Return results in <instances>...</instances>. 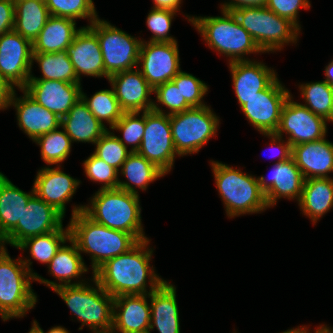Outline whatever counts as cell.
<instances>
[{"instance_id":"39","label":"cell","mask_w":333,"mask_h":333,"mask_svg":"<svg viewBox=\"0 0 333 333\" xmlns=\"http://www.w3.org/2000/svg\"><path fill=\"white\" fill-rule=\"evenodd\" d=\"M50 16L72 20L88 18L90 24L98 19L92 0H46Z\"/></svg>"},{"instance_id":"8","label":"cell","mask_w":333,"mask_h":333,"mask_svg":"<svg viewBox=\"0 0 333 333\" xmlns=\"http://www.w3.org/2000/svg\"><path fill=\"white\" fill-rule=\"evenodd\" d=\"M232 13L262 53L281 50L291 42L297 43L300 29L266 6H242L232 10Z\"/></svg>"},{"instance_id":"30","label":"cell","mask_w":333,"mask_h":333,"mask_svg":"<svg viewBox=\"0 0 333 333\" xmlns=\"http://www.w3.org/2000/svg\"><path fill=\"white\" fill-rule=\"evenodd\" d=\"M79 30L72 19L50 16L38 37L32 42L33 53L63 52Z\"/></svg>"},{"instance_id":"53","label":"cell","mask_w":333,"mask_h":333,"mask_svg":"<svg viewBox=\"0 0 333 333\" xmlns=\"http://www.w3.org/2000/svg\"><path fill=\"white\" fill-rule=\"evenodd\" d=\"M315 333H333V329L327 327V325H320L319 327L316 328V330L314 331ZM308 333H310L309 329H308Z\"/></svg>"},{"instance_id":"24","label":"cell","mask_w":333,"mask_h":333,"mask_svg":"<svg viewBox=\"0 0 333 333\" xmlns=\"http://www.w3.org/2000/svg\"><path fill=\"white\" fill-rule=\"evenodd\" d=\"M229 68L240 107L245 104V100L259 95L277 78L273 69L254 60L232 62Z\"/></svg>"},{"instance_id":"16","label":"cell","mask_w":333,"mask_h":333,"mask_svg":"<svg viewBox=\"0 0 333 333\" xmlns=\"http://www.w3.org/2000/svg\"><path fill=\"white\" fill-rule=\"evenodd\" d=\"M63 217L53 206L34 194L23 210L17 226L0 243L3 247L8 243L16 248L27 238L58 230L63 225Z\"/></svg>"},{"instance_id":"46","label":"cell","mask_w":333,"mask_h":333,"mask_svg":"<svg viewBox=\"0 0 333 333\" xmlns=\"http://www.w3.org/2000/svg\"><path fill=\"white\" fill-rule=\"evenodd\" d=\"M265 6L278 16L289 19L300 29L298 11L300 8H310L311 4L309 0H267Z\"/></svg>"},{"instance_id":"14","label":"cell","mask_w":333,"mask_h":333,"mask_svg":"<svg viewBox=\"0 0 333 333\" xmlns=\"http://www.w3.org/2000/svg\"><path fill=\"white\" fill-rule=\"evenodd\" d=\"M177 42L142 41L138 66H141L143 77L155 89L181 71Z\"/></svg>"},{"instance_id":"42","label":"cell","mask_w":333,"mask_h":333,"mask_svg":"<svg viewBox=\"0 0 333 333\" xmlns=\"http://www.w3.org/2000/svg\"><path fill=\"white\" fill-rule=\"evenodd\" d=\"M153 93L156 94L157 102L169 109V112H164L154 101L152 110L155 112L172 115L192 108L186 100L182 98L180 88H177L173 81L158 85Z\"/></svg>"},{"instance_id":"26","label":"cell","mask_w":333,"mask_h":333,"mask_svg":"<svg viewBox=\"0 0 333 333\" xmlns=\"http://www.w3.org/2000/svg\"><path fill=\"white\" fill-rule=\"evenodd\" d=\"M151 321L149 333L156 327L159 333H180L176 288L165 281L149 294Z\"/></svg>"},{"instance_id":"13","label":"cell","mask_w":333,"mask_h":333,"mask_svg":"<svg viewBox=\"0 0 333 333\" xmlns=\"http://www.w3.org/2000/svg\"><path fill=\"white\" fill-rule=\"evenodd\" d=\"M292 99L290 95L283 106L275 134L280 137L282 133L288 134L287 141L292 147L326 137L327 120L315 115L306 106Z\"/></svg>"},{"instance_id":"48","label":"cell","mask_w":333,"mask_h":333,"mask_svg":"<svg viewBox=\"0 0 333 333\" xmlns=\"http://www.w3.org/2000/svg\"><path fill=\"white\" fill-rule=\"evenodd\" d=\"M263 135L268 136V138L270 137L272 139L271 140L272 147L276 146V148L280 149L279 158H278L279 160L276 163L287 161L292 157V146L288 141L284 142V140H282L283 138L276 135L275 133L263 134Z\"/></svg>"},{"instance_id":"38","label":"cell","mask_w":333,"mask_h":333,"mask_svg":"<svg viewBox=\"0 0 333 333\" xmlns=\"http://www.w3.org/2000/svg\"><path fill=\"white\" fill-rule=\"evenodd\" d=\"M53 130L38 137L34 142L41 147V158L48 165L64 162L71 152L73 143L65 130Z\"/></svg>"},{"instance_id":"55","label":"cell","mask_w":333,"mask_h":333,"mask_svg":"<svg viewBox=\"0 0 333 333\" xmlns=\"http://www.w3.org/2000/svg\"><path fill=\"white\" fill-rule=\"evenodd\" d=\"M46 333H69V331L67 329L63 328L62 326H55V327H52Z\"/></svg>"},{"instance_id":"23","label":"cell","mask_w":333,"mask_h":333,"mask_svg":"<svg viewBox=\"0 0 333 333\" xmlns=\"http://www.w3.org/2000/svg\"><path fill=\"white\" fill-rule=\"evenodd\" d=\"M79 185V180L64 173L58 166L39 170L33 188L39 198L64 216L66 203L70 201Z\"/></svg>"},{"instance_id":"10","label":"cell","mask_w":333,"mask_h":333,"mask_svg":"<svg viewBox=\"0 0 333 333\" xmlns=\"http://www.w3.org/2000/svg\"><path fill=\"white\" fill-rule=\"evenodd\" d=\"M88 27L97 35L106 78L138 67L142 39H137L109 22L96 19Z\"/></svg>"},{"instance_id":"54","label":"cell","mask_w":333,"mask_h":333,"mask_svg":"<svg viewBox=\"0 0 333 333\" xmlns=\"http://www.w3.org/2000/svg\"><path fill=\"white\" fill-rule=\"evenodd\" d=\"M282 333H308V327L298 326V328L288 329L287 331H284Z\"/></svg>"},{"instance_id":"35","label":"cell","mask_w":333,"mask_h":333,"mask_svg":"<svg viewBox=\"0 0 333 333\" xmlns=\"http://www.w3.org/2000/svg\"><path fill=\"white\" fill-rule=\"evenodd\" d=\"M69 239V227L63 229L62 225L56 231L27 238L16 248L23 251L29 248L30 255L33 259L48 265L62 246L61 244H65Z\"/></svg>"},{"instance_id":"21","label":"cell","mask_w":333,"mask_h":333,"mask_svg":"<svg viewBox=\"0 0 333 333\" xmlns=\"http://www.w3.org/2000/svg\"><path fill=\"white\" fill-rule=\"evenodd\" d=\"M65 52L71 60L79 80L81 74L106 77L99 40L88 26L80 28Z\"/></svg>"},{"instance_id":"7","label":"cell","mask_w":333,"mask_h":333,"mask_svg":"<svg viewBox=\"0 0 333 333\" xmlns=\"http://www.w3.org/2000/svg\"><path fill=\"white\" fill-rule=\"evenodd\" d=\"M211 166L228 217L259 213L269 208L256 177L217 161H212Z\"/></svg>"},{"instance_id":"32","label":"cell","mask_w":333,"mask_h":333,"mask_svg":"<svg viewBox=\"0 0 333 333\" xmlns=\"http://www.w3.org/2000/svg\"><path fill=\"white\" fill-rule=\"evenodd\" d=\"M13 30L33 42L50 17L46 3L40 0H14Z\"/></svg>"},{"instance_id":"4","label":"cell","mask_w":333,"mask_h":333,"mask_svg":"<svg viewBox=\"0 0 333 333\" xmlns=\"http://www.w3.org/2000/svg\"><path fill=\"white\" fill-rule=\"evenodd\" d=\"M31 264L29 259H11L5 246L0 245V316L3 321L25 316L37 302L31 287L37 273H33Z\"/></svg>"},{"instance_id":"50","label":"cell","mask_w":333,"mask_h":333,"mask_svg":"<svg viewBox=\"0 0 333 333\" xmlns=\"http://www.w3.org/2000/svg\"><path fill=\"white\" fill-rule=\"evenodd\" d=\"M266 3L267 0H232L221 5V9L232 11L242 6H265Z\"/></svg>"},{"instance_id":"37","label":"cell","mask_w":333,"mask_h":333,"mask_svg":"<svg viewBox=\"0 0 333 333\" xmlns=\"http://www.w3.org/2000/svg\"><path fill=\"white\" fill-rule=\"evenodd\" d=\"M306 106L315 115L328 119L333 106V87L325 80L299 86Z\"/></svg>"},{"instance_id":"20","label":"cell","mask_w":333,"mask_h":333,"mask_svg":"<svg viewBox=\"0 0 333 333\" xmlns=\"http://www.w3.org/2000/svg\"><path fill=\"white\" fill-rule=\"evenodd\" d=\"M147 298L149 294L114 297L111 333H149L151 309Z\"/></svg>"},{"instance_id":"12","label":"cell","mask_w":333,"mask_h":333,"mask_svg":"<svg viewBox=\"0 0 333 333\" xmlns=\"http://www.w3.org/2000/svg\"><path fill=\"white\" fill-rule=\"evenodd\" d=\"M32 42L14 30L0 36V76L12 87L23 89L33 65Z\"/></svg>"},{"instance_id":"52","label":"cell","mask_w":333,"mask_h":333,"mask_svg":"<svg viewBox=\"0 0 333 333\" xmlns=\"http://www.w3.org/2000/svg\"><path fill=\"white\" fill-rule=\"evenodd\" d=\"M325 81L333 87V60L325 68Z\"/></svg>"},{"instance_id":"47","label":"cell","mask_w":333,"mask_h":333,"mask_svg":"<svg viewBox=\"0 0 333 333\" xmlns=\"http://www.w3.org/2000/svg\"><path fill=\"white\" fill-rule=\"evenodd\" d=\"M14 0H0V36L14 28Z\"/></svg>"},{"instance_id":"15","label":"cell","mask_w":333,"mask_h":333,"mask_svg":"<svg viewBox=\"0 0 333 333\" xmlns=\"http://www.w3.org/2000/svg\"><path fill=\"white\" fill-rule=\"evenodd\" d=\"M290 95L276 78L259 95L245 100L241 110L261 134H272L279 126L283 106Z\"/></svg>"},{"instance_id":"41","label":"cell","mask_w":333,"mask_h":333,"mask_svg":"<svg viewBox=\"0 0 333 333\" xmlns=\"http://www.w3.org/2000/svg\"><path fill=\"white\" fill-rule=\"evenodd\" d=\"M96 148L94 154L105 161L110 166L114 167L118 172L122 168L123 163L127 159L131 151L125 147L118 136L107 130L100 139L95 143Z\"/></svg>"},{"instance_id":"2","label":"cell","mask_w":333,"mask_h":333,"mask_svg":"<svg viewBox=\"0 0 333 333\" xmlns=\"http://www.w3.org/2000/svg\"><path fill=\"white\" fill-rule=\"evenodd\" d=\"M84 207L74 206L68 227L79 252L90 254L94 273L107 260L129 251L139 241L132 234L94 222L83 212Z\"/></svg>"},{"instance_id":"43","label":"cell","mask_w":333,"mask_h":333,"mask_svg":"<svg viewBox=\"0 0 333 333\" xmlns=\"http://www.w3.org/2000/svg\"><path fill=\"white\" fill-rule=\"evenodd\" d=\"M83 166L86 176L91 181L103 183L100 189L118 188L119 172L94 153L84 161Z\"/></svg>"},{"instance_id":"9","label":"cell","mask_w":333,"mask_h":333,"mask_svg":"<svg viewBox=\"0 0 333 333\" xmlns=\"http://www.w3.org/2000/svg\"><path fill=\"white\" fill-rule=\"evenodd\" d=\"M172 139L180 156L198 153L216 135L219 118L207 105L169 115Z\"/></svg>"},{"instance_id":"22","label":"cell","mask_w":333,"mask_h":333,"mask_svg":"<svg viewBox=\"0 0 333 333\" xmlns=\"http://www.w3.org/2000/svg\"><path fill=\"white\" fill-rule=\"evenodd\" d=\"M21 91L24 96L18 98L14 90L9 105L15 107L18 125L32 141L61 127V119L54 112L37 103L23 89Z\"/></svg>"},{"instance_id":"1","label":"cell","mask_w":333,"mask_h":333,"mask_svg":"<svg viewBox=\"0 0 333 333\" xmlns=\"http://www.w3.org/2000/svg\"><path fill=\"white\" fill-rule=\"evenodd\" d=\"M149 239L139 241L129 251L107 260L93 276L111 296L150 294L166 280L160 278L150 265L152 248ZM153 268V269H152ZM149 277L150 290H146Z\"/></svg>"},{"instance_id":"31","label":"cell","mask_w":333,"mask_h":333,"mask_svg":"<svg viewBox=\"0 0 333 333\" xmlns=\"http://www.w3.org/2000/svg\"><path fill=\"white\" fill-rule=\"evenodd\" d=\"M298 203L303 214L316 223L333 207V178L306 179Z\"/></svg>"},{"instance_id":"57","label":"cell","mask_w":333,"mask_h":333,"mask_svg":"<svg viewBox=\"0 0 333 333\" xmlns=\"http://www.w3.org/2000/svg\"><path fill=\"white\" fill-rule=\"evenodd\" d=\"M327 121H332L333 122V106H332V110H331V113H330L329 118L327 119Z\"/></svg>"},{"instance_id":"5","label":"cell","mask_w":333,"mask_h":333,"mask_svg":"<svg viewBox=\"0 0 333 333\" xmlns=\"http://www.w3.org/2000/svg\"><path fill=\"white\" fill-rule=\"evenodd\" d=\"M223 17H192L188 20L201 33L211 49L230 57L229 63L250 60L244 55L261 53L251 35L239 24L232 11L221 9ZM244 57V58H243Z\"/></svg>"},{"instance_id":"27","label":"cell","mask_w":333,"mask_h":333,"mask_svg":"<svg viewBox=\"0 0 333 333\" xmlns=\"http://www.w3.org/2000/svg\"><path fill=\"white\" fill-rule=\"evenodd\" d=\"M69 242L71 243V246L62 244L48 264L50 274L61 283L59 284L54 281H49L39 275L35 277V281H38L40 284H45L52 290L64 285H78L83 283V280L82 282L78 281V283H71L72 279L79 278L84 272L88 271V268L86 267L76 244L71 239H69Z\"/></svg>"},{"instance_id":"3","label":"cell","mask_w":333,"mask_h":333,"mask_svg":"<svg viewBox=\"0 0 333 333\" xmlns=\"http://www.w3.org/2000/svg\"><path fill=\"white\" fill-rule=\"evenodd\" d=\"M139 194L121 189H99L83 212L94 222L132 234L138 241L148 239L143 231Z\"/></svg>"},{"instance_id":"44","label":"cell","mask_w":333,"mask_h":333,"mask_svg":"<svg viewBox=\"0 0 333 333\" xmlns=\"http://www.w3.org/2000/svg\"><path fill=\"white\" fill-rule=\"evenodd\" d=\"M172 81L177 88H180L182 98H184L191 107L205 106L202 100L208 91L206 83L182 70L172 79Z\"/></svg>"},{"instance_id":"11","label":"cell","mask_w":333,"mask_h":333,"mask_svg":"<svg viewBox=\"0 0 333 333\" xmlns=\"http://www.w3.org/2000/svg\"><path fill=\"white\" fill-rule=\"evenodd\" d=\"M137 153L155 164L165 174L171 171L175 155H180L173 143L168 114L153 110L145 112V130Z\"/></svg>"},{"instance_id":"25","label":"cell","mask_w":333,"mask_h":333,"mask_svg":"<svg viewBox=\"0 0 333 333\" xmlns=\"http://www.w3.org/2000/svg\"><path fill=\"white\" fill-rule=\"evenodd\" d=\"M292 158L305 180L330 178L328 174L333 172V143L324 137L318 141L295 145L292 147Z\"/></svg>"},{"instance_id":"51","label":"cell","mask_w":333,"mask_h":333,"mask_svg":"<svg viewBox=\"0 0 333 333\" xmlns=\"http://www.w3.org/2000/svg\"><path fill=\"white\" fill-rule=\"evenodd\" d=\"M154 6L152 8L169 9L179 11L181 0H153Z\"/></svg>"},{"instance_id":"18","label":"cell","mask_w":333,"mask_h":333,"mask_svg":"<svg viewBox=\"0 0 333 333\" xmlns=\"http://www.w3.org/2000/svg\"><path fill=\"white\" fill-rule=\"evenodd\" d=\"M124 112H146L153 108L149 99L154 89L148 84L138 67L114 74L108 78Z\"/></svg>"},{"instance_id":"49","label":"cell","mask_w":333,"mask_h":333,"mask_svg":"<svg viewBox=\"0 0 333 333\" xmlns=\"http://www.w3.org/2000/svg\"><path fill=\"white\" fill-rule=\"evenodd\" d=\"M14 89V87L0 76V110H4L10 106L9 104Z\"/></svg>"},{"instance_id":"56","label":"cell","mask_w":333,"mask_h":333,"mask_svg":"<svg viewBox=\"0 0 333 333\" xmlns=\"http://www.w3.org/2000/svg\"><path fill=\"white\" fill-rule=\"evenodd\" d=\"M32 328L28 333H44L43 329L39 327L37 321L33 320Z\"/></svg>"},{"instance_id":"40","label":"cell","mask_w":333,"mask_h":333,"mask_svg":"<svg viewBox=\"0 0 333 333\" xmlns=\"http://www.w3.org/2000/svg\"><path fill=\"white\" fill-rule=\"evenodd\" d=\"M139 115L140 112H124L122 117L110 128L113 131L122 132L123 138L118 137V139L125 147H127L126 144L132 145L131 152H137L144 135L145 112L142 113L141 117Z\"/></svg>"},{"instance_id":"19","label":"cell","mask_w":333,"mask_h":333,"mask_svg":"<svg viewBox=\"0 0 333 333\" xmlns=\"http://www.w3.org/2000/svg\"><path fill=\"white\" fill-rule=\"evenodd\" d=\"M271 178L265 180L264 176L258 177L260 190L264 193L268 207L274 206L279 198L296 199L300 201L305 178L297 167L295 160L275 163Z\"/></svg>"},{"instance_id":"6","label":"cell","mask_w":333,"mask_h":333,"mask_svg":"<svg viewBox=\"0 0 333 333\" xmlns=\"http://www.w3.org/2000/svg\"><path fill=\"white\" fill-rule=\"evenodd\" d=\"M95 288L85 282L78 285H64L53 289L66 303L78 321L79 330L88 325L93 333H111L113 327L114 297L100 286L93 276Z\"/></svg>"},{"instance_id":"36","label":"cell","mask_w":333,"mask_h":333,"mask_svg":"<svg viewBox=\"0 0 333 333\" xmlns=\"http://www.w3.org/2000/svg\"><path fill=\"white\" fill-rule=\"evenodd\" d=\"M81 98L86 103L89 111L104 125L107 121L111 128L123 115L119 101L117 100L113 88L96 92L91 98L81 90Z\"/></svg>"},{"instance_id":"17","label":"cell","mask_w":333,"mask_h":333,"mask_svg":"<svg viewBox=\"0 0 333 333\" xmlns=\"http://www.w3.org/2000/svg\"><path fill=\"white\" fill-rule=\"evenodd\" d=\"M81 89V84L60 80H29L23 88L33 100L54 112L60 119L81 98Z\"/></svg>"},{"instance_id":"28","label":"cell","mask_w":333,"mask_h":333,"mask_svg":"<svg viewBox=\"0 0 333 333\" xmlns=\"http://www.w3.org/2000/svg\"><path fill=\"white\" fill-rule=\"evenodd\" d=\"M61 128L65 130L71 141L96 143L108 130L89 111L86 103L80 98L61 119Z\"/></svg>"},{"instance_id":"34","label":"cell","mask_w":333,"mask_h":333,"mask_svg":"<svg viewBox=\"0 0 333 333\" xmlns=\"http://www.w3.org/2000/svg\"><path fill=\"white\" fill-rule=\"evenodd\" d=\"M32 60L39 64L42 77L38 78L31 75L29 80H60L67 83L81 84L65 51L33 53Z\"/></svg>"},{"instance_id":"45","label":"cell","mask_w":333,"mask_h":333,"mask_svg":"<svg viewBox=\"0 0 333 333\" xmlns=\"http://www.w3.org/2000/svg\"><path fill=\"white\" fill-rule=\"evenodd\" d=\"M176 11L169 9L152 8L146 20L149 30L154 34L152 42H177L174 37L169 36L171 22L176 15Z\"/></svg>"},{"instance_id":"33","label":"cell","mask_w":333,"mask_h":333,"mask_svg":"<svg viewBox=\"0 0 333 333\" xmlns=\"http://www.w3.org/2000/svg\"><path fill=\"white\" fill-rule=\"evenodd\" d=\"M120 170L130 183L119 179L118 189L135 194H138L135 187L145 191L151 182L165 176L161 169L137 152L128 155Z\"/></svg>"},{"instance_id":"29","label":"cell","mask_w":333,"mask_h":333,"mask_svg":"<svg viewBox=\"0 0 333 333\" xmlns=\"http://www.w3.org/2000/svg\"><path fill=\"white\" fill-rule=\"evenodd\" d=\"M34 194V188L25 193L0 172V242L17 226Z\"/></svg>"}]
</instances>
